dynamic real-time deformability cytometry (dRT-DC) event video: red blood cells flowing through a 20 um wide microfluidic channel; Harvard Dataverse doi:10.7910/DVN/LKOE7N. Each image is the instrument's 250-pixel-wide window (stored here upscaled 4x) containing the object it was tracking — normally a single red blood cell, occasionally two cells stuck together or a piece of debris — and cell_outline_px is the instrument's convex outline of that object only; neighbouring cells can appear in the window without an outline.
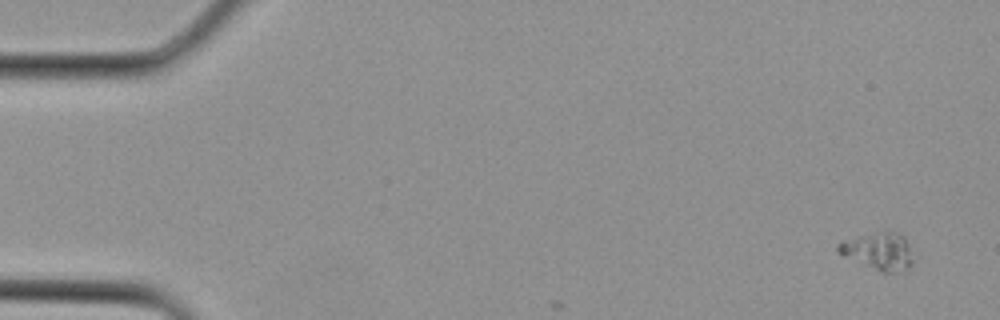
{"species": "Egyptian fruit bat (a non-hibernating species)", "species_latin": "Rousettus aegyptiacus", "temperature_condition": "cold", "stored_images_in_passage": 4, "camera_frame_rate_fps": 3000, "um_per_image_px": 0.085, "animal": {"sex": "female"}, "frame": {"image": 1, "passage_image": 1, "time_ms": 0.0, "image_size_px": [1000, 320], "cell_outline_px": [[916, 260], [904, 272], [880, 272], [836, 252], [836, 244], [884, 228], [888, 228], [904, 236]], "centroid_in_image_um": [74.75, 21.33], "position_along_channel_um": 10.3, "area_um2": 16.76}}
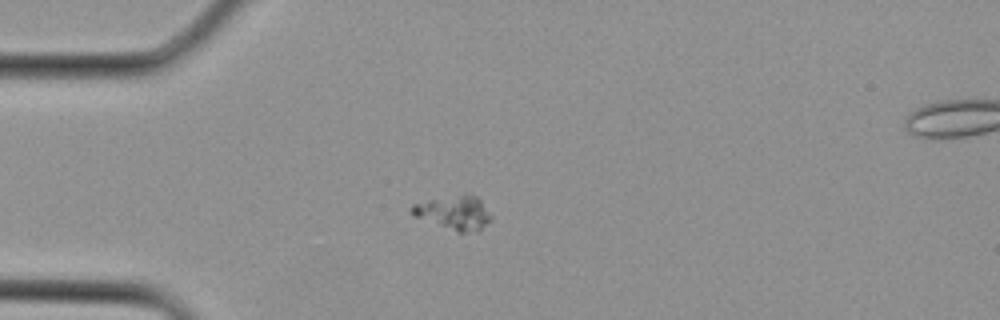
{"frame": {"image": 2, "passage_image": 3, "time_ms": 0.667, "image_size_px": [1000, 320], "cell_outline_px": [[492, 220], [476, 232], [456, 232], [412, 216], [412, 204], [464, 192], [468, 192], [476, 196], [480, 200], [492, 216]], "centroid_in_image_um": [38.61, 18.07], "position_along_channel_um": 46.4, "area_um2": 15.95}}